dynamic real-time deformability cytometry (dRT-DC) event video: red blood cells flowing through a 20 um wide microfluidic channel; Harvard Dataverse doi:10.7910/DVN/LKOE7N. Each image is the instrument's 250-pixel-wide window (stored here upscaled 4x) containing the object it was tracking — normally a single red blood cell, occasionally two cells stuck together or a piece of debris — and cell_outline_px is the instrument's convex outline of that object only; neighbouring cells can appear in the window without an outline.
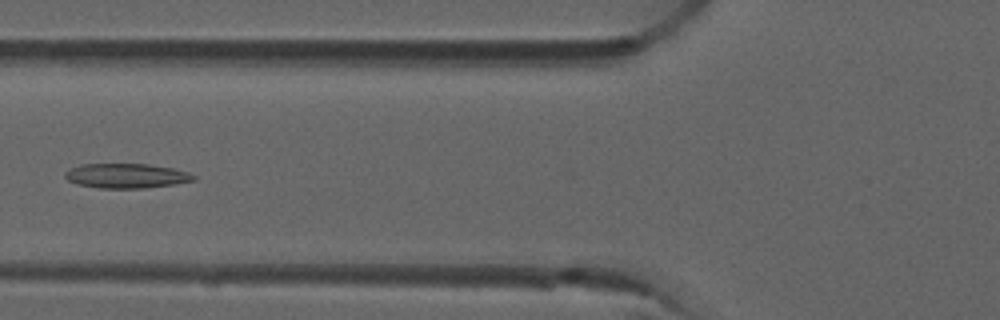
{"species": "common noctule bat (a hibernating species)", "species_latin": "Nyctalus noctula", "temperature_condition": "room temperature", "stored_images_in_passage": 6, "camera_frame_rate_fps": 3000, "um_per_image_px": 0.085, "animal": {"sex": "male", "forearm_length_mm": 52.5}, "frame": {"image": 1, "passage_image": 6, "time_ms": 1.667, "image_size_px": [1000, 320], "cell_outline_px": [[196, 180], [172, 184], [144, 188], [100, 188], [76, 184], [68, 180], [64, 176], [64, 172], [80, 164], [148, 164], [172, 168], [188, 172], [196, 176]], "centroid_in_image_um": [10.72, 14.94], "position_along_channel_um": 115.1, "area_um2": 18.38}}